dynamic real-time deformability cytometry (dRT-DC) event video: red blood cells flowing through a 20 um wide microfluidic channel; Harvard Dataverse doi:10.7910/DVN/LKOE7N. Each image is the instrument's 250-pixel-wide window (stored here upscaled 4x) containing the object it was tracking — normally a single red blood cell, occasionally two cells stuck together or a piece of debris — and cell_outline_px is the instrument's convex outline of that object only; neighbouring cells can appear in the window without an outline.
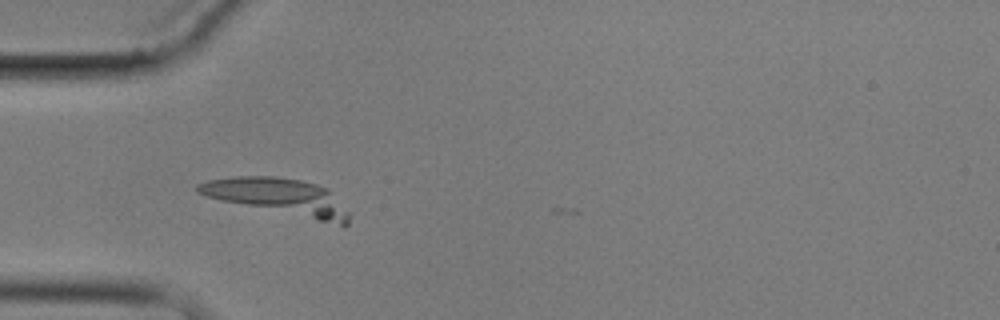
{"species": "common noctule bat (a hibernating species)", "species_latin": "Nyctalus noctula", "temperature_condition": "cold", "stored_images_in_passage": 5, "camera_frame_rate_fps": 3000, "um_per_image_px": 0.085, "animal": {"sex": "male", "body_mass_g": 17.9}, "frame": {"image": 1, "passage_image": 4, "time_ms": 5.667, "image_size_px": [1000, 320], "cell_outline_px": [[348, 224], [344, 228], [220, 200], [196, 192], [196, 184], [208, 180], [232, 176], [272, 176], [300, 180], [316, 184], [328, 188], [348, 212]], "centroid_in_image_um": [23.72, 16.76], "position_along_channel_um": 61.3, "area_um2": 32.66}}